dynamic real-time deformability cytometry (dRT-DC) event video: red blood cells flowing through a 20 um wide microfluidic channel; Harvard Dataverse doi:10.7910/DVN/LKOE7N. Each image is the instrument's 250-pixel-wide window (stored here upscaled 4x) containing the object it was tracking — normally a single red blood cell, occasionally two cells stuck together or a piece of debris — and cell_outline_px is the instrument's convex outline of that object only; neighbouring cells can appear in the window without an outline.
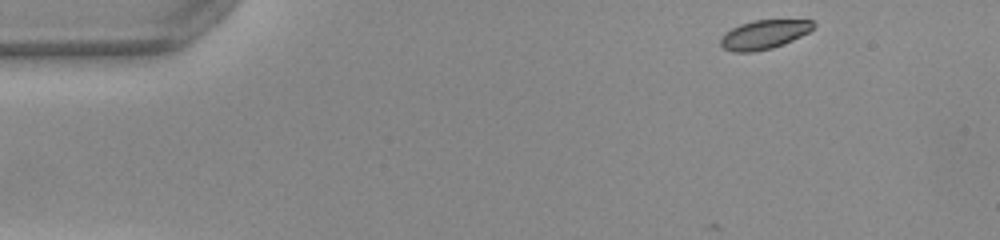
{"species": "common noctule bat (a hibernating species)", "species_latin": "Nyctalus noctula", "temperature_condition": "warm", "stored_images_in_passage": 7, "camera_frame_rate_fps": 3000, "um_per_image_px": 0.085, "animal": {"sex": "female", "body_mass_g": 22.0, "forearm_length_mm": 56.7}, "frame": {"image": 1, "passage_image": 1, "time_ms": 0.0, "image_size_px": [1000, 240], "cell_outline_px": [[816, 24], [808, 32], [784, 44], [772, 48], [752, 52], [732, 52], [724, 48], [720, 44], [720, 36], [724, 32], [740, 24], [752, 20], [812, 20]], "centroid_in_image_um": [64.9, 2.93], "position_along_channel_um": 20.1, "area_um2": 15.72}}